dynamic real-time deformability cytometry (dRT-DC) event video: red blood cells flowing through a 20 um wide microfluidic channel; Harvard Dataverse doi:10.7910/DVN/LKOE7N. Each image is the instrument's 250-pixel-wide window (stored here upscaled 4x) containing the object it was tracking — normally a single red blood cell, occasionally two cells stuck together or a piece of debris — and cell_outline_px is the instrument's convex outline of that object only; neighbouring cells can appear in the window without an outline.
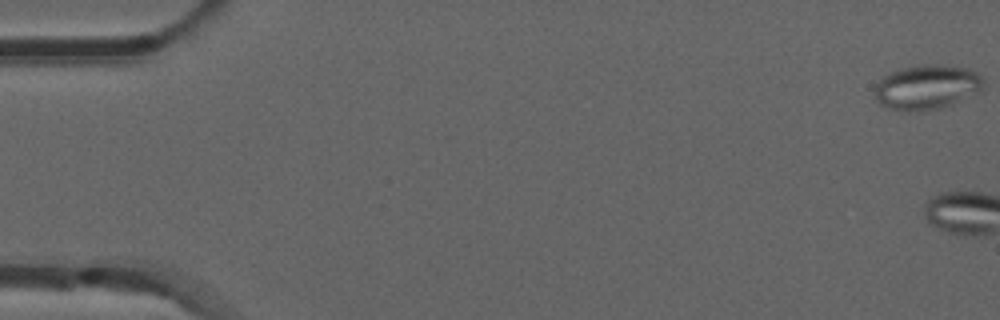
{"species": "common noctule bat (a hibernating species)", "species_latin": "Nyctalus noctula", "temperature_condition": "room temperature", "stored_images_in_passage": 4, "camera_frame_rate_fps": 3000, "um_per_image_px": 0.085, "animal": {"sex": "male", "forearm_length_mm": 52.5}, "frame": {"image": 1, "passage_image": 1, "time_ms": 0.0, "image_size_px": [1000, 320], "cell_outline_px": [[984, 84], [980, 92], [952, 104], [940, 108], [916, 112], [908, 112], [888, 108], [880, 104], [876, 96], [876, 84], [884, 76], [892, 72], [904, 68], [924, 64], [932, 64], [968, 68], [976, 72], [984, 80]], "centroid_in_image_um": [78.81, 7.42], "position_along_channel_um": 6.2, "area_um2": 28.21}}